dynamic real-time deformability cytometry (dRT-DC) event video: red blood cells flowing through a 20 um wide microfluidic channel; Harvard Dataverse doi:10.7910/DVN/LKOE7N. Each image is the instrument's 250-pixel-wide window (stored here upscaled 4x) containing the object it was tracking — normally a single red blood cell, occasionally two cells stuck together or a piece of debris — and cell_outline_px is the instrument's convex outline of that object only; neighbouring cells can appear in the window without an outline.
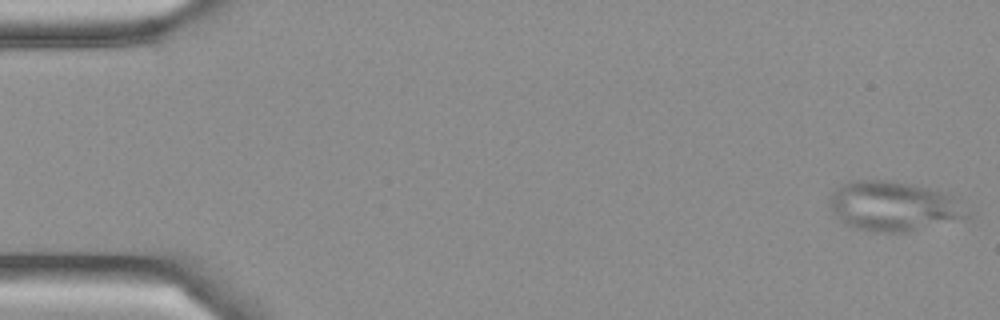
{"species": "Egyptian fruit bat (a non-hibernating species)", "species_latin": "Rousettus aegyptiacus", "temperature_condition": "cold", "stored_images_in_passage": 5, "camera_frame_rate_fps": 3000, "um_per_image_px": 0.085, "frame": {"image": 1, "passage_image": 1, "time_ms": 0.0, "image_size_px": [1000, 320], "cell_outline_px": [[972, 216], [968, 220], [904, 232], [884, 232], [856, 228], [848, 224], [832, 208], [828, 200], [832, 192], [836, 188], [852, 180], [880, 180], [908, 184], [948, 192]], "centroid_in_image_um": [76.05, 17.53], "position_along_channel_um": 8.9, "area_um2": 39.42}}